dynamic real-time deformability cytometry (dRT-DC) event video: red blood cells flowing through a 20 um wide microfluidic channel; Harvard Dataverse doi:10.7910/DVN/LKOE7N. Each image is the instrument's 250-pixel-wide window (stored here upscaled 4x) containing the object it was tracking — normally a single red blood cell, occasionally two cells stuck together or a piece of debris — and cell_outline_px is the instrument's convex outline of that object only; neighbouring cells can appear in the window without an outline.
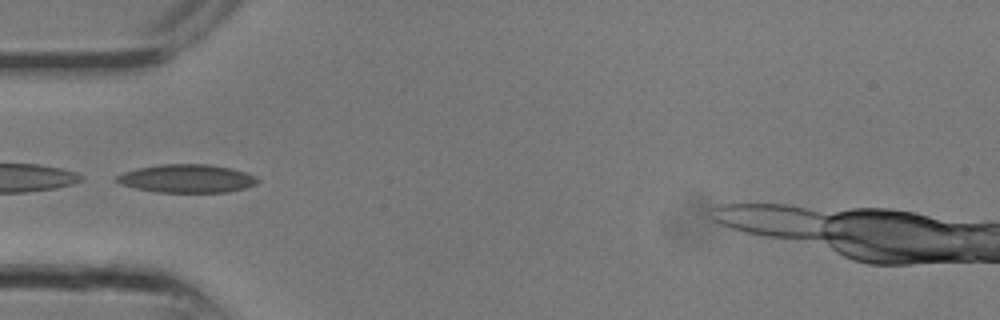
{"species": "common noctule bat (a hibernating species)", "species_latin": "Nyctalus noctula", "temperature_condition": "room temperature", "stored_images_in_passage": 5, "camera_frame_rate_fps": 3000, "um_per_image_px": 0.085, "animal": {"sex": "male", "body_mass_g": 13.3}, "frame": {"image": 1, "passage_image": 4, "time_ms": 1.0, "image_size_px": [1000, 320], "cell_outline_px": [[260, 180], [256, 184], [244, 188], [228, 192], [156, 192], [136, 188], [120, 184], [116, 180], [116, 176], [124, 172], [136, 168], [160, 164], [212, 164], [232, 168], [256, 176]], "centroid_in_image_um": [15.89, 15.17], "position_along_channel_um": 69.1, "area_um2": 23.29}}